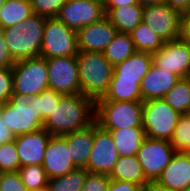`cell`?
I'll return each mask as SVG.
<instances>
[{
    "label": "cell",
    "instance_id": "16",
    "mask_svg": "<svg viewBox=\"0 0 190 191\" xmlns=\"http://www.w3.org/2000/svg\"><path fill=\"white\" fill-rule=\"evenodd\" d=\"M51 134L44 128L15 137L20 167L43 164L46 146Z\"/></svg>",
    "mask_w": 190,
    "mask_h": 191
},
{
    "label": "cell",
    "instance_id": "48",
    "mask_svg": "<svg viewBox=\"0 0 190 191\" xmlns=\"http://www.w3.org/2000/svg\"><path fill=\"white\" fill-rule=\"evenodd\" d=\"M184 116L190 121V109L184 114Z\"/></svg>",
    "mask_w": 190,
    "mask_h": 191
},
{
    "label": "cell",
    "instance_id": "23",
    "mask_svg": "<svg viewBox=\"0 0 190 191\" xmlns=\"http://www.w3.org/2000/svg\"><path fill=\"white\" fill-rule=\"evenodd\" d=\"M105 13L118 32L130 34L142 22L143 7L137 3L105 9Z\"/></svg>",
    "mask_w": 190,
    "mask_h": 191
},
{
    "label": "cell",
    "instance_id": "49",
    "mask_svg": "<svg viewBox=\"0 0 190 191\" xmlns=\"http://www.w3.org/2000/svg\"><path fill=\"white\" fill-rule=\"evenodd\" d=\"M62 1H63V4H67V3H70V2H72L74 0H62Z\"/></svg>",
    "mask_w": 190,
    "mask_h": 191
},
{
    "label": "cell",
    "instance_id": "34",
    "mask_svg": "<svg viewBox=\"0 0 190 191\" xmlns=\"http://www.w3.org/2000/svg\"><path fill=\"white\" fill-rule=\"evenodd\" d=\"M20 162L15 140L0 145V173L18 172Z\"/></svg>",
    "mask_w": 190,
    "mask_h": 191
},
{
    "label": "cell",
    "instance_id": "19",
    "mask_svg": "<svg viewBox=\"0 0 190 191\" xmlns=\"http://www.w3.org/2000/svg\"><path fill=\"white\" fill-rule=\"evenodd\" d=\"M179 80L177 75L160 70L152 64L140 83L142 100L163 98Z\"/></svg>",
    "mask_w": 190,
    "mask_h": 191
},
{
    "label": "cell",
    "instance_id": "40",
    "mask_svg": "<svg viewBox=\"0 0 190 191\" xmlns=\"http://www.w3.org/2000/svg\"><path fill=\"white\" fill-rule=\"evenodd\" d=\"M15 62L5 42L3 29L0 28V67L12 68Z\"/></svg>",
    "mask_w": 190,
    "mask_h": 191
},
{
    "label": "cell",
    "instance_id": "18",
    "mask_svg": "<svg viewBox=\"0 0 190 191\" xmlns=\"http://www.w3.org/2000/svg\"><path fill=\"white\" fill-rule=\"evenodd\" d=\"M156 183L175 191L190 187V153H175Z\"/></svg>",
    "mask_w": 190,
    "mask_h": 191
},
{
    "label": "cell",
    "instance_id": "42",
    "mask_svg": "<svg viewBox=\"0 0 190 191\" xmlns=\"http://www.w3.org/2000/svg\"><path fill=\"white\" fill-rule=\"evenodd\" d=\"M180 39L190 45V10L181 14Z\"/></svg>",
    "mask_w": 190,
    "mask_h": 191
},
{
    "label": "cell",
    "instance_id": "33",
    "mask_svg": "<svg viewBox=\"0 0 190 191\" xmlns=\"http://www.w3.org/2000/svg\"><path fill=\"white\" fill-rule=\"evenodd\" d=\"M62 96L63 94L50 89L42 91L39 95L32 96V101H35L37 112L42 113V125H44L45 120L52 114L55 105L58 104Z\"/></svg>",
    "mask_w": 190,
    "mask_h": 191
},
{
    "label": "cell",
    "instance_id": "28",
    "mask_svg": "<svg viewBox=\"0 0 190 191\" xmlns=\"http://www.w3.org/2000/svg\"><path fill=\"white\" fill-rule=\"evenodd\" d=\"M136 52L155 53L165 41L154 33L143 21L130 33Z\"/></svg>",
    "mask_w": 190,
    "mask_h": 191
},
{
    "label": "cell",
    "instance_id": "37",
    "mask_svg": "<svg viewBox=\"0 0 190 191\" xmlns=\"http://www.w3.org/2000/svg\"><path fill=\"white\" fill-rule=\"evenodd\" d=\"M13 94L12 68L0 67V102L7 103Z\"/></svg>",
    "mask_w": 190,
    "mask_h": 191
},
{
    "label": "cell",
    "instance_id": "30",
    "mask_svg": "<svg viewBox=\"0 0 190 191\" xmlns=\"http://www.w3.org/2000/svg\"><path fill=\"white\" fill-rule=\"evenodd\" d=\"M87 173L86 168H75L61 177L48 179L47 191H81Z\"/></svg>",
    "mask_w": 190,
    "mask_h": 191
},
{
    "label": "cell",
    "instance_id": "41",
    "mask_svg": "<svg viewBox=\"0 0 190 191\" xmlns=\"http://www.w3.org/2000/svg\"><path fill=\"white\" fill-rule=\"evenodd\" d=\"M106 191H144V189L133 182L111 180Z\"/></svg>",
    "mask_w": 190,
    "mask_h": 191
},
{
    "label": "cell",
    "instance_id": "5",
    "mask_svg": "<svg viewBox=\"0 0 190 191\" xmlns=\"http://www.w3.org/2000/svg\"><path fill=\"white\" fill-rule=\"evenodd\" d=\"M181 116L163 98L143 101L142 127L145 136L170 141Z\"/></svg>",
    "mask_w": 190,
    "mask_h": 191
},
{
    "label": "cell",
    "instance_id": "26",
    "mask_svg": "<svg viewBox=\"0 0 190 191\" xmlns=\"http://www.w3.org/2000/svg\"><path fill=\"white\" fill-rule=\"evenodd\" d=\"M32 14L30 0H5L0 11V28L21 23Z\"/></svg>",
    "mask_w": 190,
    "mask_h": 191
},
{
    "label": "cell",
    "instance_id": "46",
    "mask_svg": "<svg viewBox=\"0 0 190 191\" xmlns=\"http://www.w3.org/2000/svg\"><path fill=\"white\" fill-rule=\"evenodd\" d=\"M144 191H175L166 187H163L156 182H151Z\"/></svg>",
    "mask_w": 190,
    "mask_h": 191
},
{
    "label": "cell",
    "instance_id": "24",
    "mask_svg": "<svg viewBox=\"0 0 190 191\" xmlns=\"http://www.w3.org/2000/svg\"><path fill=\"white\" fill-rule=\"evenodd\" d=\"M108 131L112 134L119 156L137 155L142 141L146 137L143 127L121 128Z\"/></svg>",
    "mask_w": 190,
    "mask_h": 191
},
{
    "label": "cell",
    "instance_id": "11",
    "mask_svg": "<svg viewBox=\"0 0 190 191\" xmlns=\"http://www.w3.org/2000/svg\"><path fill=\"white\" fill-rule=\"evenodd\" d=\"M142 21L165 42L180 38L181 14L168 4L143 7Z\"/></svg>",
    "mask_w": 190,
    "mask_h": 191
},
{
    "label": "cell",
    "instance_id": "43",
    "mask_svg": "<svg viewBox=\"0 0 190 191\" xmlns=\"http://www.w3.org/2000/svg\"><path fill=\"white\" fill-rule=\"evenodd\" d=\"M14 139L15 136L6 125L5 120L2 119V115L0 113V144L10 142Z\"/></svg>",
    "mask_w": 190,
    "mask_h": 191
},
{
    "label": "cell",
    "instance_id": "29",
    "mask_svg": "<svg viewBox=\"0 0 190 191\" xmlns=\"http://www.w3.org/2000/svg\"><path fill=\"white\" fill-rule=\"evenodd\" d=\"M163 99L174 110L184 115L190 109V77L181 78Z\"/></svg>",
    "mask_w": 190,
    "mask_h": 191
},
{
    "label": "cell",
    "instance_id": "14",
    "mask_svg": "<svg viewBox=\"0 0 190 191\" xmlns=\"http://www.w3.org/2000/svg\"><path fill=\"white\" fill-rule=\"evenodd\" d=\"M107 17L77 31L79 52H103L117 34Z\"/></svg>",
    "mask_w": 190,
    "mask_h": 191
},
{
    "label": "cell",
    "instance_id": "20",
    "mask_svg": "<svg viewBox=\"0 0 190 191\" xmlns=\"http://www.w3.org/2000/svg\"><path fill=\"white\" fill-rule=\"evenodd\" d=\"M67 142V147L73 164L77 168H85L94 141V123L88 127L61 135Z\"/></svg>",
    "mask_w": 190,
    "mask_h": 191
},
{
    "label": "cell",
    "instance_id": "3",
    "mask_svg": "<svg viewBox=\"0 0 190 191\" xmlns=\"http://www.w3.org/2000/svg\"><path fill=\"white\" fill-rule=\"evenodd\" d=\"M0 113L15 137L43 128L42 113L37 112L32 96L12 94Z\"/></svg>",
    "mask_w": 190,
    "mask_h": 191
},
{
    "label": "cell",
    "instance_id": "50",
    "mask_svg": "<svg viewBox=\"0 0 190 191\" xmlns=\"http://www.w3.org/2000/svg\"><path fill=\"white\" fill-rule=\"evenodd\" d=\"M5 0H0V11H1V6L3 5Z\"/></svg>",
    "mask_w": 190,
    "mask_h": 191
},
{
    "label": "cell",
    "instance_id": "6",
    "mask_svg": "<svg viewBox=\"0 0 190 191\" xmlns=\"http://www.w3.org/2000/svg\"><path fill=\"white\" fill-rule=\"evenodd\" d=\"M13 94L35 96L48 89L46 58L16 61L12 67Z\"/></svg>",
    "mask_w": 190,
    "mask_h": 191
},
{
    "label": "cell",
    "instance_id": "25",
    "mask_svg": "<svg viewBox=\"0 0 190 191\" xmlns=\"http://www.w3.org/2000/svg\"><path fill=\"white\" fill-rule=\"evenodd\" d=\"M96 101H143L140 84L135 80L112 79L107 92Z\"/></svg>",
    "mask_w": 190,
    "mask_h": 191
},
{
    "label": "cell",
    "instance_id": "45",
    "mask_svg": "<svg viewBox=\"0 0 190 191\" xmlns=\"http://www.w3.org/2000/svg\"><path fill=\"white\" fill-rule=\"evenodd\" d=\"M104 9H114L121 6H130L137 4V0H103Z\"/></svg>",
    "mask_w": 190,
    "mask_h": 191
},
{
    "label": "cell",
    "instance_id": "51",
    "mask_svg": "<svg viewBox=\"0 0 190 191\" xmlns=\"http://www.w3.org/2000/svg\"><path fill=\"white\" fill-rule=\"evenodd\" d=\"M183 191H190V187L184 189Z\"/></svg>",
    "mask_w": 190,
    "mask_h": 191
},
{
    "label": "cell",
    "instance_id": "9",
    "mask_svg": "<svg viewBox=\"0 0 190 191\" xmlns=\"http://www.w3.org/2000/svg\"><path fill=\"white\" fill-rule=\"evenodd\" d=\"M48 89L63 95L80 94L78 60L76 56L46 59Z\"/></svg>",
    "mask_w": 190,
    "mask_h": 191
},
{
    "label": "cell",
    "instance_id": "15",
    "mask_svg": "<svg viewBox=\"0 0 190 191\" xmlns=\"http://www.w3.org/2000/svg\"><path fill=\"white\" fill-rule=\"evenodd\" d=\"M42 167L48 179L61 177L77 168L70 157L66 140L52 135L45 150Z\"/></svg>",
    "mask_w": 190,
    "mask_h": 191
},
{
    "label": "cell",
    "instance_id": "31",
    "mask_svg": "<svg viewBox=\"0 0 190 191\" xmlns=\"http://www.w3.org/2000/svg\"><path fill=\"white\" fill-rule=\"evenodd\" d=\"M22 183L28 191L47 189L48 177L41 165H27L18 170Z\"/></svg>",
    "mask_w": 190,
    "mask_h": 191
},
{
    "label": "cell",
    "instance_id": "22",
    "mask_svg": "<svg viewBox=\"0 0 190 191\" xmlns=\"http://www.w3.org/2000/svg\"><path fill=\"white\" fill-rule=\"evenodd\" d=\"M109 177L111 180L133 182L144 190L150 184L136 155L120 156Z\"/></svg>",
    "mask_w": 190,
    "mask_h": 191
},
{
    "label": "cell",
    "instance_id": "35",
    "mask_svg": "<svg viewBox=\"0 0 190 191\" xmlns=\"http://www.w3.org/2000/svg\"><path fill=\"white\" fill-rule=\"evenodd\" d=\"M34 14L46 18L57 17L62 8V0H30Z\"/></svg>",
    "mask_w": 190,
    "mask_h": 191
},
{
    "label": "cell",
    "instance_id": "7",
    "mask_svg": "<svg viewBox=\"0 0 190 191\" xmlns=\"http://www.w3.org/2000/svg\"><path fill=\"white\" fill-rule=\"evenodd\" d=\"M78 53L77 32L56 17L46 18L40 57L77 56Z\"/></svg>",
    "mask_w": 190,
    "mask_h": 191
},
{
    "label": "cell",
    "instance_id": "27",
    "mask_svg": "<svg viewBox=\"0 0 190 191\" xmlns=\"http://www.w3.org/2000/svg\"><path fill=\"white\" fill-rule=\"evenodd\" d=\"M136 52L129 33L117 32L114 39L103 51L105 58L114 67Z\"/></svg>",
    "mask_w": 190,
    "mask_h": 191
},
{
    "label": "cell",
    "instance_id": "1",
    "mask_svg": "<svg viewBox=\"0 0 190 191\" xmlns=\"http://www.w3.org/2000/svg\"><path fill=\"white\" fill-rule=\"evenodd\" d=\"M96 101L82 94L63 95L43 128L51 135L82 130L95 122Z\"/></svg>",
    "mask_w": 190,
    "mask_h": 191
},
{
    "label": "cell",
    "instance_id": "47",
    "mask_svg": "<svg viewBox=\"0 0 190 191\" xmlns=\"http://www.w3.org/2000/svg\"><path fill=\"white\" fill-rule=\"evenodd\" d=\"M138 4L142 7L153 6L156 4L164 3V0H137Z\"/></svg>",
    "mask_w": 190,
    "mask_h": 191
},
{
    "label": "cell",
    "instance_id": "38",
    "mask_svg": "<svg viewBox=\"0 0 190 191\" xmlns=\"http://www.w3.org/2000/svg\"><path fill=\"white\" fill-rule=\"evenodd\" d=\"M0 191H28L18 172L0 173Z\"/></svg>",
    "mask_w": 190,
    "mask_h": 191
},
{
    "label": "cell",
    "instance_id": "8",
    "mask_svg": "<svg viewBox=\"0 0 190 191\" xmlns=\"http://www.w3.org/2000/svg\"><path fill=\"white\" fill-rule=\"evenodd\" d=\"M175 153L170 141L145 137L136 156L151 183L157 181Z\"/></svg>",
    "mask_w": 190,
    "mask_h": 191
},
{
    "label": "cell",
    "instance_id": "4",
    "mask_svg": "<svg viewBox=\"0 0 190 191\" xmlns=\"http://www.w3.org/2000/svg\"><path fill=\"white\" fill-rule=\"evenodd\" d=\"M143 101H96L95 121L105 130L142 127Z\"/></svg>",
    "mask_w": 190,
    "mask_h": 191
},
{
    "label": "cell",
    "instance_id": "32",
    "mask_svg": "<svg viewBox=\"0 0 190 191\" xmlns=\"http://www.w3.org/2000/svg\"><path fill=\"white\" fill-rule=\"evenodd\" d=\"M170 143L176 153H190V121L182 115Z\"/></svg>",
    "mask_w": 190,
    "mask_h": 191
},
{
    "label": "cell",
    "instance_id": "17",
    "mask_svg": "<svg viewBox=\"0 0 190 191\" xmlns=\"http://www.w3.org/2000/svg\"><path fill=\"white\" fill-rule=\"evenodd\" d=\"M20 23L3 29L4 39L15 61L40 57L43 37H30L20 30Z\"/></svg>",
    "mask_w": 190,
    "mask_h": 191
},
{
    "label": "cell",
    "instance_id": "39",
    "mask_svg": "<svg viewBox=\"0 0 190 191\" xmlns=\"http://www.w3.org/2000/svg\"><path fill=\"white\" fill-rule=\"evenodd\" d=\"M109 175L88 172L81 191H106Z\"/></svg>",
    "mask_w": 190,
    "mask_h": 191
},
{
    "label": "cell",
    "instance_id": "10",
    "mask_svg": "<svg viewBox=\"0 0 190 191\" xmlns=\"http://www.w3.org/2000/svg\"><path fill=\"white\" fill-rule=\"evenodd\" d=\"M119 157L112 134L95 121L93 146L85 168L91 173L110 175Z\"/></svg>",
    "mask_w": 190,
    "mask_h": 191
},
{
    "label": "cell",
    "instance_id": "21",
    "mask_svg": "<svg viewBox=\"0 0 190 191\" xmlns=\"http://www.w3.org/2000/svg\"><path fill=\"white\" fill-rule=\"evenodd\" d=\"M152 64L151 53L135 52L122 63L114 66L112 79L135 80L140 84Z\"/></svg>",
    "mask_w": 190,
    "mask_h": 191
},
{
    "label": "cell",
    "instance_id": "12",
    "mask_svg": "<svg viewBox=\"0 0 190 191\" xmlns=\"http://www.w3.org/2000/svg\"><path fill=\"white\" fill-rule=\"evenodd\" d=\"M104 17L106 13L103 0H74L64 4L56 18L77 32Z\"/></svg>",
    "mask_w": 190,
    "mask_h": 191
},
{
    "label": "cell",
    "instance_id": "13",
    "mask_svg": "<svg viewBox=\"0 0 190 191\" xmlns=\"http://www.w3.org/2000/svg\"><path fill=\"white\" fill-rule=\"evenodd\" d=\"M153 64L181 78L190 77V45L180 38L165 42L163 47L152 54Z\"/></svg>",
    "mask_w": 190,
    "mask_h": 191
},
{
    "label": "cell",
    "instance_id": "2",
    "mask_svg": "<svg viewBox=\"0 0 190 191\" xmlns=\"http://www.w3.org/2000/svg\"><path fill=\"white\" fill-rule=\"evenodd\" d=\"M80 94L95 101L107 92L114 67L103 52H79L77 54Z\"/></svg>",
    "mask_w": 190,
    "mask_h": 191
},
{
    "label": "cell",
    "instance_id": "44",
    "mask_svg": "<svg viewBox=\"0 0 190 191\" xmlns=\"http://www.w3.org/2000/svg\"><path fill=\"white\" fill-rule=\"evenodd\" d=\"M164 3L177 10L180 14L190 10V0H164Z\"/></svg>",
    "mask_w": 190,
    "mask_h": 191
},
{
    "label": "cell",
    "instance_id": "36",
    "mask_svg": "<svg viewBox=\"0 0 190 191\" xmlns=\"http://www.w3.org/2000/svg\"><path fill=\"white\" fill-rule=\"evenodd\" d=\"M46 17L32 14L20 23L19 30L30 37H43Z\"/></svg>",
    "mask_w": 190,
    "mask_h": 191
}]
</instances>
